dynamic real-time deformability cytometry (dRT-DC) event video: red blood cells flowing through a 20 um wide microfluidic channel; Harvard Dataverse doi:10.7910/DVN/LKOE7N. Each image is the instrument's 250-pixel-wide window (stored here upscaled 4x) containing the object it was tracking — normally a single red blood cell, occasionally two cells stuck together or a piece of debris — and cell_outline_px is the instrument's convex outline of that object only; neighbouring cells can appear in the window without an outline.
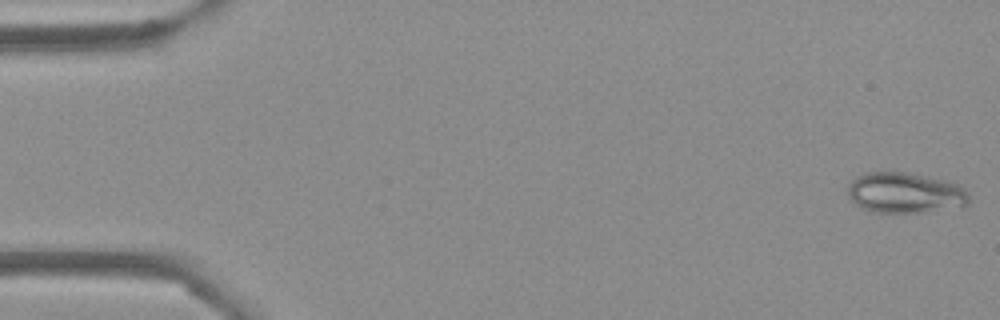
{"species": "Egyptian fruit bat (a non-hibernating species)", "species_latin": "Rousettus aegyptiacus", "temperature_condition": "cold", "stored_images_in_passage": 54, "camera_frame_rate_fps": 3000, "um_per_image_px": 0.085, "frame": {"image": 1, "passage_image": 1, "time_ms": 0.0, "image_size_px": [1000, 320], "cell_outline_px": [[968, 204], [964, 208], [928, 212], [872, 212], [856, 204], [848, 196], [848, 184], [856, 176], [864, 172], [908, 172], [948, 180], [964, 188], [968, 192]], "centroid_in_image_um": [76.98, 16.39], "position_along_channel_um": 8.0, "area_um2": 29.19}}
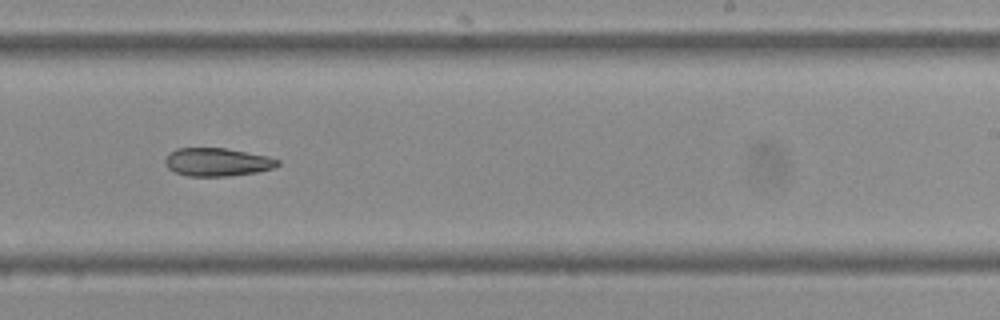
{"frame": {"image": 2, "passage_image": 33, "time_ms": 10.667, "image_size_px": [1000, 320], "cell_outline_px": [[280, 164], [276, 168], [260, 172], [228, 176], [188, 176], [176, 172], [168, 168], [164, 164], [164, 160], [168, 152], [176, 148], [224, 148], [268, 156], [280, 160]], "centroid_in_image_um": [18.48, 13.78], "position_along_channel_um": 270.5, "area_um2": 18.73}}
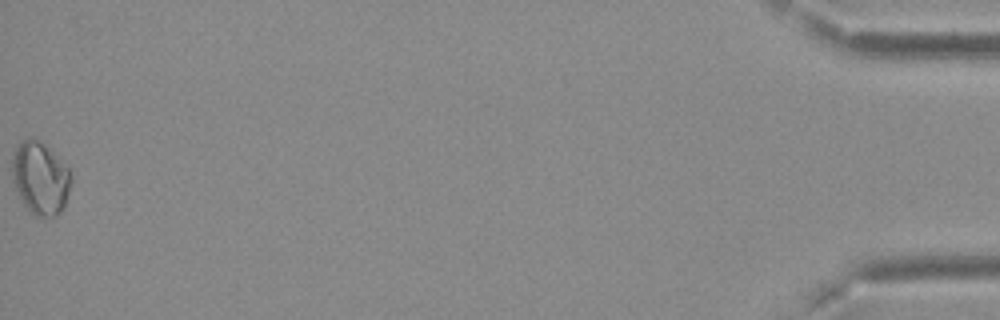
{"frame": {"image": 3, "passage_image": 54, "time_ms": 17.667, "image_size_px": [1000, 320], "cell_outline_px": [[72, 180], [64, 208], [56, 216], [36, 216], [28, 212], [12, 180], [12, 156], [16, 144], [20, 140], [28, 136], [32, 136], [44, 144], [68, 168], [72, 176]], "centroid_in_image_um": [3.4, 15.12], "position_along_channel_um": 431.8, "area_um2": 25.2}}